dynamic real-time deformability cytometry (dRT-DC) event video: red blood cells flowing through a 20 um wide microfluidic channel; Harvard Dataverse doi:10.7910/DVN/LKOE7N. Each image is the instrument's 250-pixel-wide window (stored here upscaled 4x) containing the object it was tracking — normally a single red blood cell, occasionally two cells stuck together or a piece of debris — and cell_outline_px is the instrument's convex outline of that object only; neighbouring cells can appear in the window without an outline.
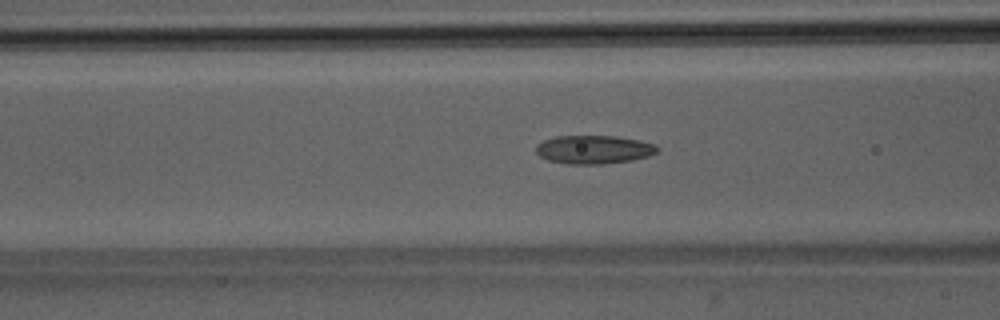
{"species": "Egyptian fruit bat (a non-hibernating species)", "species_latin": "Rousettus aegyptiacus", "temperature_condition": "room temperature", "stored_images_in_passage": 49, "camera_frame_rate_fps": 3000, "um_per_image_px": 0.085, "animal": {"sex": "male"}, "frame": {"image": 1, "passage_image": 19, "time_ms": 6.0, "image_size_px": [1000, 320], "cell_outline_px": [[660, 148], [656, 152], [648, 156], [632, 160], [600, 164], [568, 164], [548, 160], [540, 156], [536, 152], [536, 144], [544, 140], [556, 136], [616, 136], [640, 140], [652, 144]], "centroid_in_image_um": [50.45, 12.71], "position_along_channel_um": 116.1, "area_um2": 20.06}}
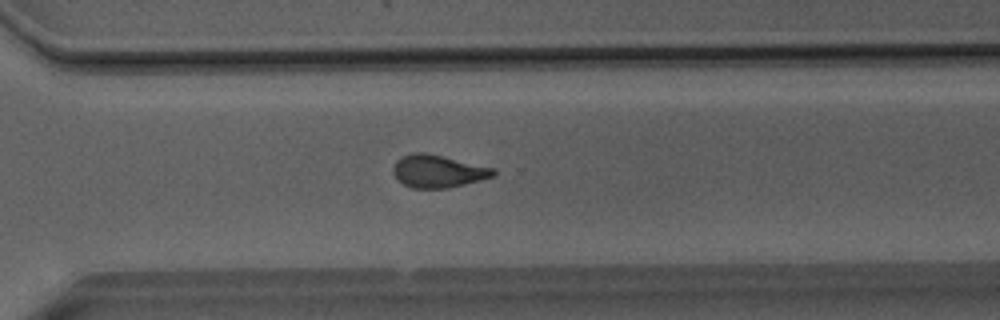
{"frame": {"image": 2, "passage_image": 35, "time_ms": 11.333, "image_size_px": [1000, 320], "cell_outline_px": [[496, 172], [492, 176], [480, 180], [448, 188], [412, 188], [396, 180], [392, 172], [392, 168], [396, 160], [400, 156], [412, 152], [428, 152], [496, 168]], "centroid_in_image_um": [37.19, 14.53], "position_along_channel_um": 333.4, "area_um2": 19.42}}
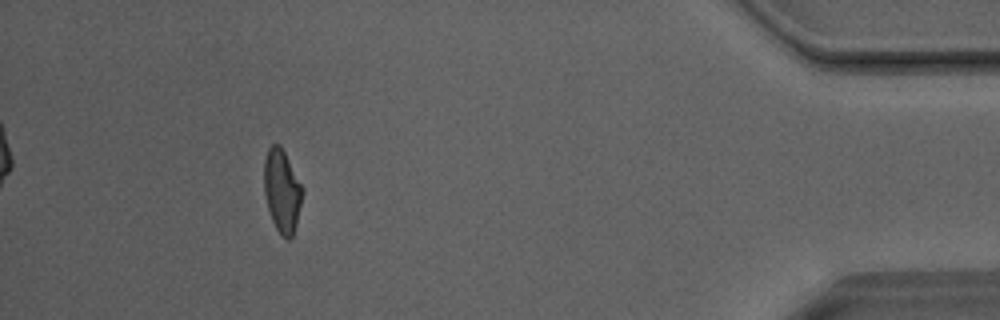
{"frame": {"image": 3, "passage_image": 45, "time_ms": 14.667, "image_size_px": [1000, 320], "cell_outline_px": [[304, 192], [296, 224], [292, 236], [288, 240], [280, 236], [272, 220], [268, 208], [264, 192], [264, 160], [268, 148], [272, 144], [280, 144], [304, 188]], "centroid_in_image_um": [23.98, 16.22], "position_along_channel_um": 411.2, "area_um2": 18.67}, "authors_computed_cell_mechanics": {"area_um2": 19.4208, "velocity_mm_per_s": 4.0795, "shape_relaxation_time_tau1_ms": null, "shape_relaxation_time_tau2_ms": 2.2666, "deformation_change_tau1": null, "deformation_change_tau2": 0.0945}}